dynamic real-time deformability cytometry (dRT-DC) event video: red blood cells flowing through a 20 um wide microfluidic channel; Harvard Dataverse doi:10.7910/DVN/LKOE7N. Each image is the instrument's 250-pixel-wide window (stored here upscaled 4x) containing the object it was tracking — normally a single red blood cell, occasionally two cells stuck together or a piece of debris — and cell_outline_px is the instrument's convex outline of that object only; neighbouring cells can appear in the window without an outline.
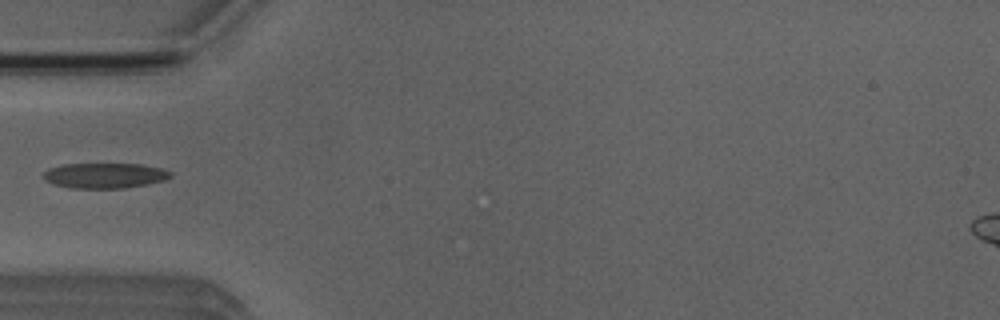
{"species": "Egyptian fruit bat (a non-hibernating species)", "species_latin": "Rousettus aegyptiacus", "temperature_condition": "room temperature", "stored_images_in_passage": 5, "camera_frame_rate_fps": 3000, "um_per_image_px": 0.085, "animal": {"sex": "male"}, "frame": {"image": 1, "passage_image": 4, "time_ms": 3.333, "image_size_px": [1000, 320], "cell_outline_px": [[172, 176], [164, 180], [148, 184], [124, 188], [72, 188], [52, 184], [44, 180], [44, 172], [48, 168], [64, 164], [140, 164], [160, 168], [172, 172]], "centroid_in_image_um": [8.89, 14.92], "position_along_channel_um": 76.1, "area_um2": 18.73}}